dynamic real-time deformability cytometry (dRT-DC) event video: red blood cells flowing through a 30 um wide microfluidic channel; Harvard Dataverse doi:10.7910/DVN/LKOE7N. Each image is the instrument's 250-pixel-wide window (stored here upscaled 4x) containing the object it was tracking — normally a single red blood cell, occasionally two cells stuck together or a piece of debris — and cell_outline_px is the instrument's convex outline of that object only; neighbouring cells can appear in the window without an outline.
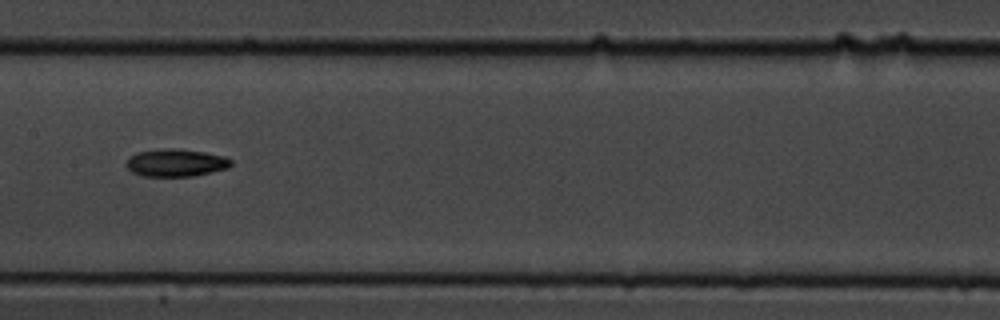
{"species": "common noctule bat (a hibernating species)", "species_latin": "Nyctalus noctula", "temperature_condition": "cold", "stored_images_in_passage": 8, "camera_frame_rate_fps": 3000, "um_per_image_px": 0.085, "animal": {"sex": "male", "body_mass_g": 19.5, "forearm_length_mm": 54.6}, "frame": {"image": 1, "passage_image": 7, "time_ms": 2.0, "image_size_px": [1000, 320], "cell_outline_px": [[232, 164], [228, 168], [192, 176], [144, 176], [132, 172], [124, 164], [128, 156], [136, 152], [164, 148], [172, 148], [204, 152], [224, 156], [232, 160]], "centroid_in_image_um": [14.9, 13.83], "position_along_channel_um": 192.5, "area_um2": 16.88}}
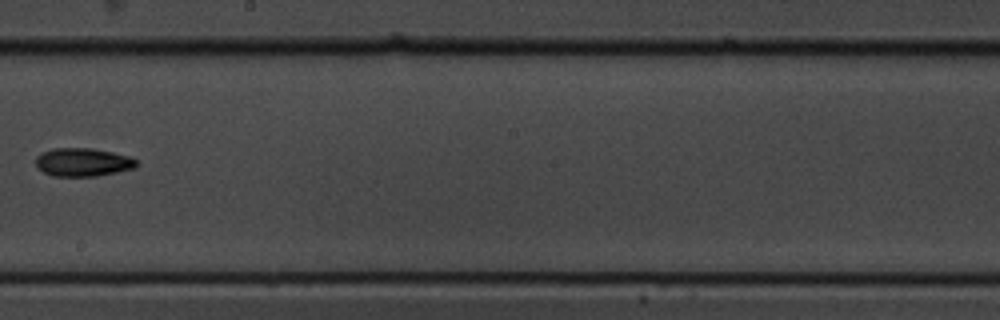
{"frame": {"image": 2, "passage_image": 8, "time_ms": 2.333, "image_size_px": [1000, 320], "cell_outline_px": [[136, 168], [96, 176], [52, 176], [36, 168], [36, 156], [40, 152], [52, 148], [92, 148], [112, 152], [128, 156], [136, 160]], "centroid_in_image_um": [6.99, 13.78], "position_along_channel_um": 241.2, "area_um2": 16.7}}